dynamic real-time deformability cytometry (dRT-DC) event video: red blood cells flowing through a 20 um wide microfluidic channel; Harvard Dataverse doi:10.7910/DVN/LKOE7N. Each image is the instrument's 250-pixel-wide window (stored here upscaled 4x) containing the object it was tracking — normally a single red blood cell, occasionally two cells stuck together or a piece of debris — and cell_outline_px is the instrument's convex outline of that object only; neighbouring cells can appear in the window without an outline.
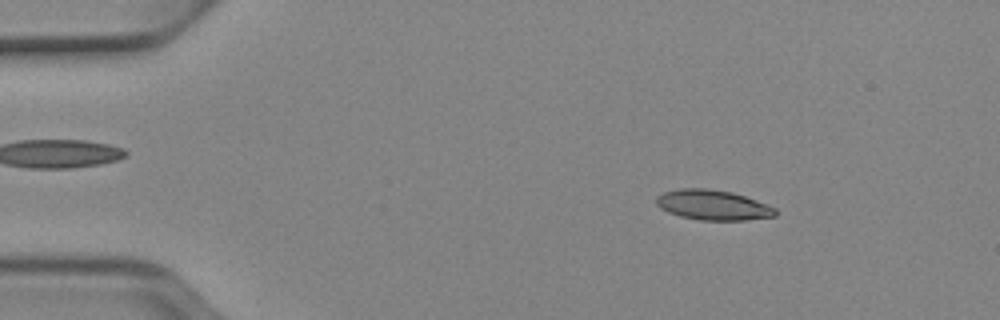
{"species": "Egyptian fruit bat (a non-hibernating species)", "species_latin": "Rousettus aegyptiacus", "temperature_condition": "cold", "stored_images_in_passage": 51, "camera_frame_rate_fps": 3000, "um_per_image_px": 0.085, "animal": {"sex": "female"}, "frame": {"image": 1, "passage_image": 7, "time_ms": 2.0, "image_size_px": [1000, 320], "cell_outline_px": [[776, 216], [744, 220], [700, 220], [680, 216], [668, 212], [660, 208], [656, 204], [656, 196], [664, 192], [680, 188], [708, 188], [732, 192], [756, 200], [776, 208]], "centroid_in_image_um": [60.57, 17.42], "position_along_channel_um": 24.4, "area_um2": 20.87}}
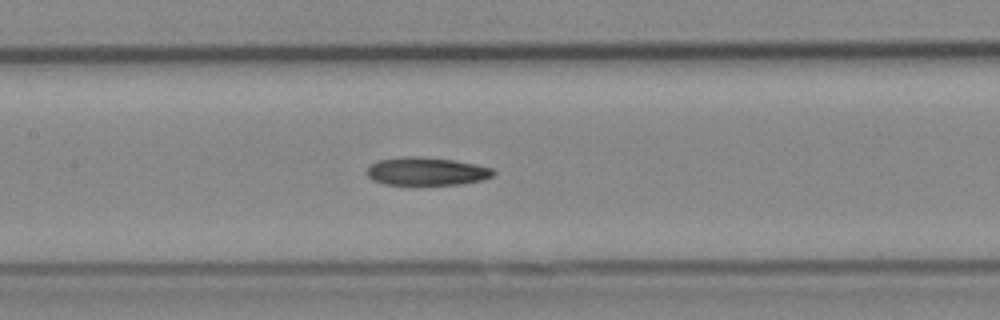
{"frame": {"image": 2, "passage_image": 24, "time_ms": 7.667, "image_size_px": [1000, 320], "cell_outline_px": [[496, 172], [492, 176], [484, 180], [460, 184], [384, 184], [372, 180], [368, 176], [368, 168], [372, 164], [380, 160], [404, 156], [420, 156], [452, 160], [476, 164], [492, 168]], "centroid_in_image_um": [36.29, 14.56], "position_along_channel_um": 171.1, "area_um2": 20.52}}
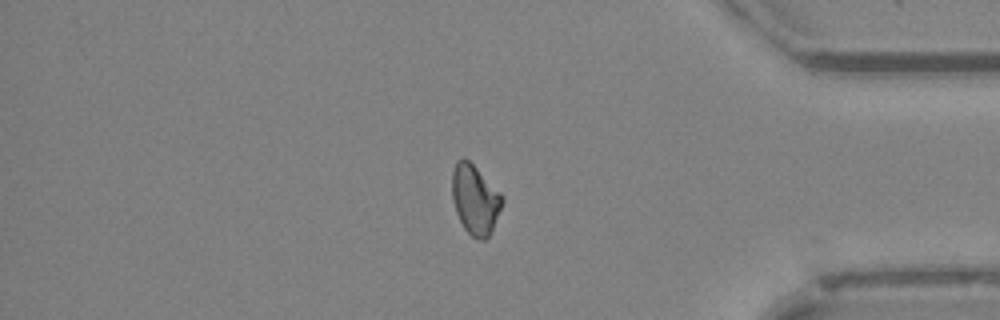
{"frame": {"image": 3, "passage_image": 43, "time_ms": 14.0, "image_size_px": [1000, 320], "cell_outline_px": [[504, 204], [492, 232], [484, 240], [480, 240], [472, 236], [464, 228], [456, 212], [452, 200], [452, 172], [456, 160], [464, 156], [504, 196]], "centroid_in_image_um": [40.4, 16.97], "position_along_channel_um": 394.8, "area_um2": 20.52}, "authors_computed_cell_mechanics": {"area_um2": 20.6346, "velocity_mm_per_s": 3.931, "shape_relaxation_time_tau1_ms": null, "shape_relaxation_time_tau2_ms": 5.3789, "deformation_change_tau1": null, "deformation_change_tau2": 0.1285}}